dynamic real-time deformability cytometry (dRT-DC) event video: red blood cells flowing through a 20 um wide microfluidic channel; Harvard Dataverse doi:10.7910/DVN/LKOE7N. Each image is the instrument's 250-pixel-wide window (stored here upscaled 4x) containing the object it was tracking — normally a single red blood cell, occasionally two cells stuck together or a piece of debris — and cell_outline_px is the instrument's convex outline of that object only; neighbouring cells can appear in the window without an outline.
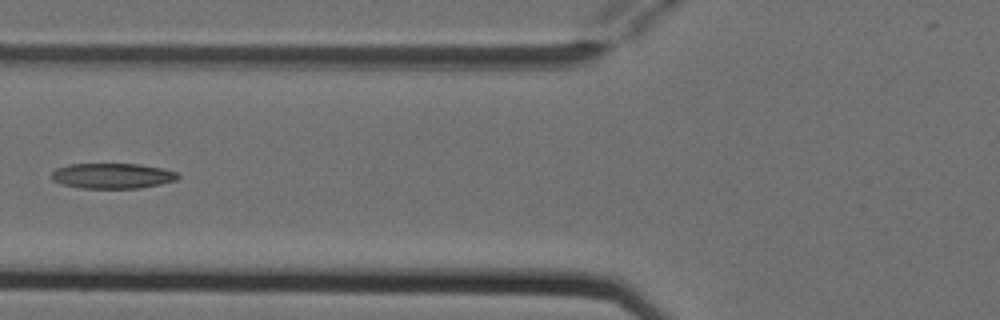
{"species": "Egyptian fruit bat (a non-hibernating species)", "species_latin": "Rousettus aegyptiacus", "temperature_condition": "cold", "stored_images_in_passage": 7, "camera_frame_rate_fps": 3000, "um_per_image_px": 0.085, "animal": {"sex": "female"}, "frame": {"image": 1, "passage_image": 6, "time_ms": 1.667, "image_size_px": [1000, 320], "cell_outline_px": [[180, 176], [176, 180], [160, 184], [140, 188], [80, 188], [64, 184], [52, 180], [52, 172], [56, 168], [68, 164], [140, 164], [180, 172]], "centroid_in_image_um": [9.58, 14.94], "position_along_channel_um": 116.2, "area_um2": 18.67}}
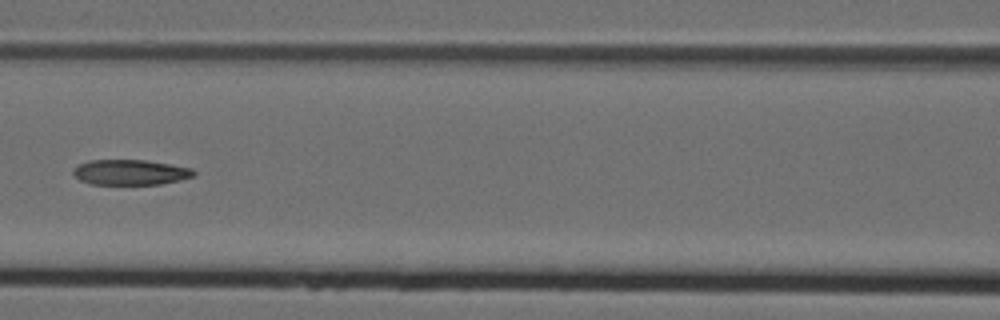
{"frame": {"image": 2, "passage_image": 7, "time_ms": 2.0, "image_size_px": [1000, 320], "cell_outline_px": [[196, 172], [192, 176], [180, 180], [160, 184], [88, 184], [80, 180], [72, 172], [72, 168], [88, 160], [144, 160], [192, 168]], "centroid_in_image_um": [11.04, 14.64], "position_along_channel_um": 155.6, "area_um2": 17.69}}